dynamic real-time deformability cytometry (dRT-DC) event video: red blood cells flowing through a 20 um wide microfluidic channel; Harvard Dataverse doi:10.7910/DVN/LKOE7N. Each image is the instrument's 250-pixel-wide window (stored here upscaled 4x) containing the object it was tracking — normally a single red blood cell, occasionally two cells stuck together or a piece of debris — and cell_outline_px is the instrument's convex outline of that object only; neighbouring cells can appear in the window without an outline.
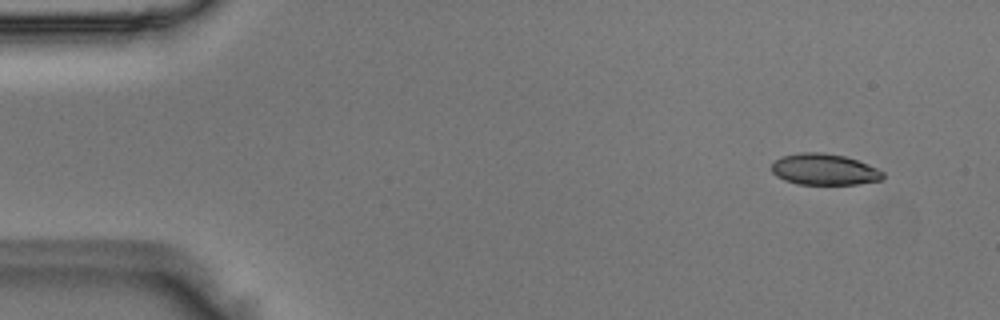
{"species": "Egyptian fruit bat (a non-hibernating species)", "species_latin": "Rousettus aegyptiacus", "temperature_condition": "room temperature", "stored_images_in_passage": 50, "camera_frame_rate_fps": 3000, "um_per_image_px": 0.085, "animal": {"sex": "male"}, "frame": {"image": 1, "passage_image": 4, "time_ms": 1.0, "image_size_px": [1000, 320], "cell_outline_px": [[884, 176], [880, 180], [856, 184], [800, 184], [784, 180], [776, 176], [772, 172], [772, 164], [780, 156], [800, 152], [824, 152], [844, 156], [856, 160], [876, 168], [884, 172]], "centroid_in_image_um": [70.03, 14.39], "position_along_channel_um": 15.0, "area_um2": 20.17}}
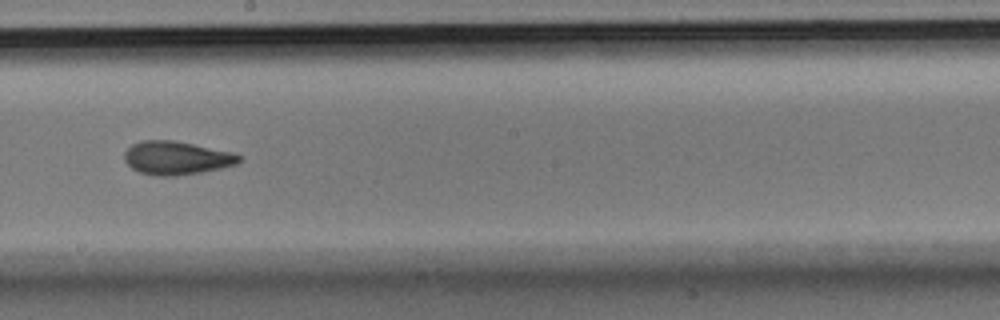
{"frame": {"image": 2, "passage_image": 28, "time_ms": 9.0, "image_size_px": [1000, 320], "cell_outline_px": [[240, 160], [236, 164], [220, 168], [200, 172], [176, 176], [156, 176], [140, 172], [132, 168], [124, 160], [124, 152], [132, 144], [144, 140], [172, 140], [236, 152], [240, 156]], "centroid_in_image_um": [15.0, 13.42], "position_along_channel_um": 233.2, "area_um2": 22.31}}
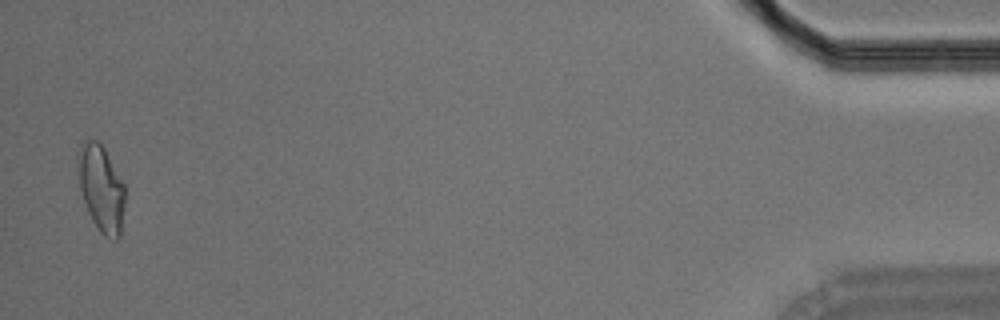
{"frame": {"image": 3, "passage_image": 49, "time_ms": 16.0, "image_size_px": [1000, 320], "cell_outline_px": [[124, 204], [120, 236], [116, 240], [104, 236], [100, 232], [92, 220], [88, 212], [80, 188], [76, 152], [80, 144], [84, 140], [96, 140], [104, 148], [124, 184]], "centroid_in_image_um": [8.58, 15.99], "position_along_channel_um": 426.6, "area_um2": 23.58}}